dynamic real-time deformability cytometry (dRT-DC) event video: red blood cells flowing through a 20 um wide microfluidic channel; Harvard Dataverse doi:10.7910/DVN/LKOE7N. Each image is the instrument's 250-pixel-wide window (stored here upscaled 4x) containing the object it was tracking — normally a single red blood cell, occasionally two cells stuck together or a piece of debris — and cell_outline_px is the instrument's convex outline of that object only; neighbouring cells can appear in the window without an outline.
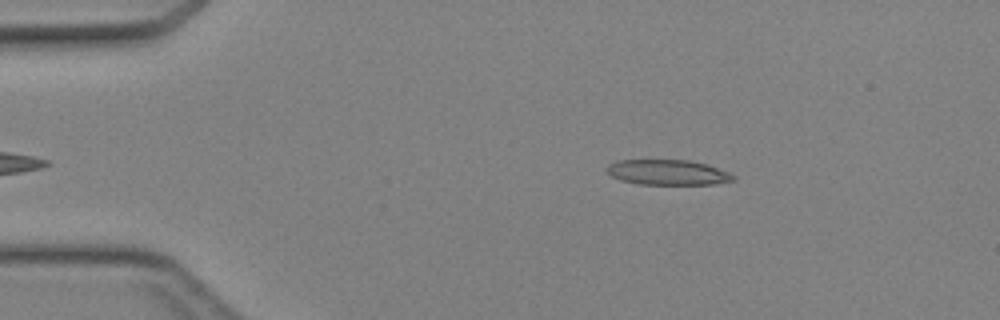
{"species": "Egyptian fruit bat (a non-hibernating species)", "species_latin": "Rousettus aegyptiacus", "temperature_condition": "cold", "stored_images_in_passage": 40, "camera_frame_rate_fps": 3000, "um_per_image_px": 0.085, "animal": {"sex": "female"}, "frame": {"image": 1, "passage_image": 3, "time_ms": 0.667, "image_size_px": [1000, 320], "cell_outline_px": [[736, 180], [712, 184], [640, 184], [620, 180], [612, 176], [604, 168], [608, 164], [616, 160], [688, 160], [708, 164], [728, 172], [736, 176]], "centroid_in_image_um": [56.75, 14.64], "position_along_channel_um": 28.3, "area_um2": 18.67}}
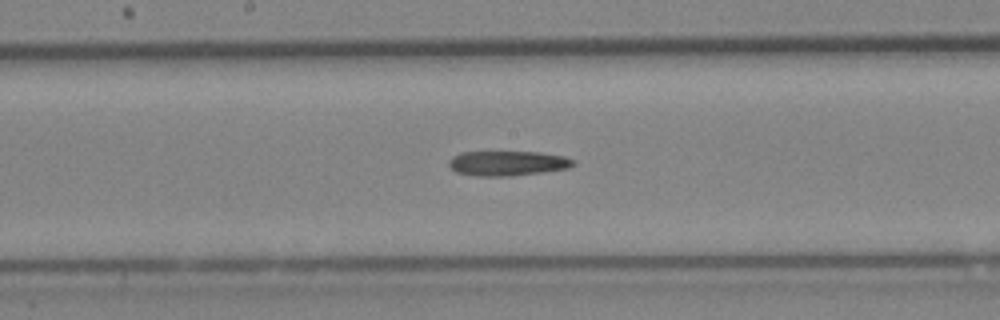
{"frame": {"image": 2, "passage_image": 19, "time_ms": 6.0, "image_size_px": [1000, 320], "cell_outline_px": [[576, 164], [568, 168], [540, 172], [508, 176], [476, 176], [456, 172], [448, 164], [448, 160], [452, 156], [460, 152], [540, 152], [564, 156], [572, 160]], "centroid_in_image_um": [43.1, 13.87], "position_along_channel_um": 205.1, "area_um2": 17.92}}
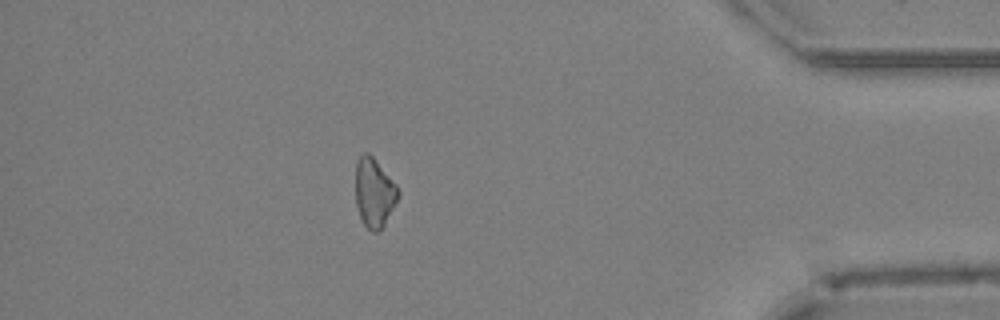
{"frame": {"image": 3, "passage_image": 35, "time_ms": 11.333, "image_size_px": [1000, 320], "cell_outline_px": [[400, 192], [380, 232], [372, 232], [364, 224], [360, 216], [356, 204], [356, 160], [364, 152], [368, 152], [376, 160], [396, 184]], "centroid_in_image_um": [31.79, 16.36], "position_along_channel_um": 403.4, "area_um2": 16.94}}